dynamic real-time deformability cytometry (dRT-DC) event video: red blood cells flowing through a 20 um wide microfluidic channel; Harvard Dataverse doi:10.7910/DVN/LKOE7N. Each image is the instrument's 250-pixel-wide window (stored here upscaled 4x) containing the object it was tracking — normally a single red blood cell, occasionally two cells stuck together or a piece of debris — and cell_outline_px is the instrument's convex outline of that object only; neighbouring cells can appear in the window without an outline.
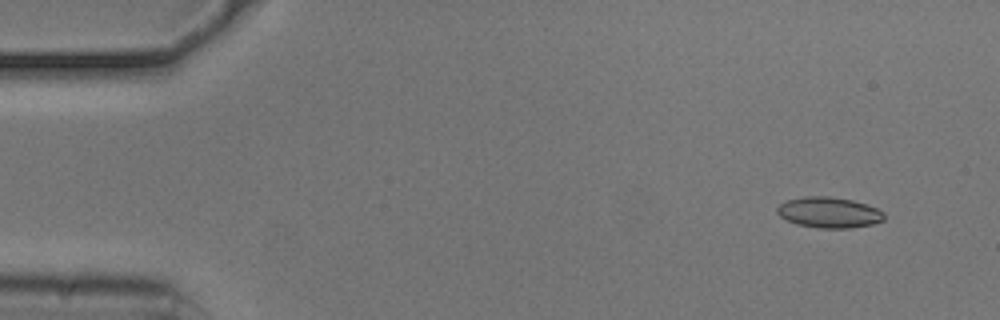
{"species": "common noctule bat (a hibernating species)", "species_latin": "Nyctalus noctula", "temperature_condition": "cold", "stored_images_in_passage": 11, "camera_frame_rate_fps": 3000, "um_per_image_px": 0.085, "animal": {"sex": "male", "body_mass_g": 20.5, "forearm_length_mm": 52.5}, "frame": {"image": 1, "passage_image": 4, "time_ms": 1.0, "image_size_px": [1000, 320], "cell_outline_px": [[884, 220], [872, 224], [848, 228], [820, 228], [796, 224], [780, 216], [776, 212], [776, 208], [780, 204], [788, 200], [804, 196], [828, 196], [852, 200], [876, 208], [884, 212]], "centroid_in_image_um": [70.45, 18.06], "position_along_channel_um": 14.6, "area_um2": 19.02}}